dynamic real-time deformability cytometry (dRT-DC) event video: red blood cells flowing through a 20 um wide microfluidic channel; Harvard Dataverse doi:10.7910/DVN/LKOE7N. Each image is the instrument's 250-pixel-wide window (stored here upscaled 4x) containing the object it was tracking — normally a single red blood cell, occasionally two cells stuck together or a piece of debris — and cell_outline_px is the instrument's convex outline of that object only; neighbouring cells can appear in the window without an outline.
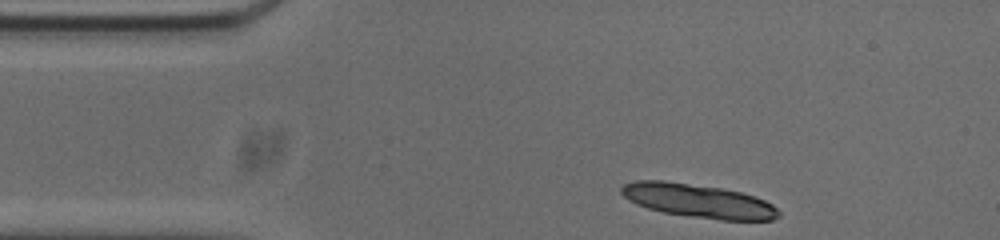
{"species": "common noctule bat (a hibernating species)", "species_latin": "Nyctalus noctula", "temperature_condition": "cold", "stored_images_in_passage": 21, "segment_of_instrument_passage": [1, 2], "camera_frame_rate_fps": 3000, "um_per_image_px": 0.085, "animal": {"sex": "male", "body_mass_g": 20.0, "forearm_length_mm": 53.3}, "frame": {"image": 1, "passage_image": 1, "time_ms": 0.0, "image_size_px": [1000, 240], "cell_outline_px": [[780, 216], [772, 220], [720, 220], [688, 216], [664, 212], [648, 208], [636, 204], [628, 200], [620, 192], [620, 188], [624, 184], [636, 180], [664, 180], [720, 188], [740, 192], [764, 200], [772, 204], [780, 212]], "centroid_in_image_um": [59.33, 17.07], "position_along_channel_um": 25.7, "area_um2": 30.75}}